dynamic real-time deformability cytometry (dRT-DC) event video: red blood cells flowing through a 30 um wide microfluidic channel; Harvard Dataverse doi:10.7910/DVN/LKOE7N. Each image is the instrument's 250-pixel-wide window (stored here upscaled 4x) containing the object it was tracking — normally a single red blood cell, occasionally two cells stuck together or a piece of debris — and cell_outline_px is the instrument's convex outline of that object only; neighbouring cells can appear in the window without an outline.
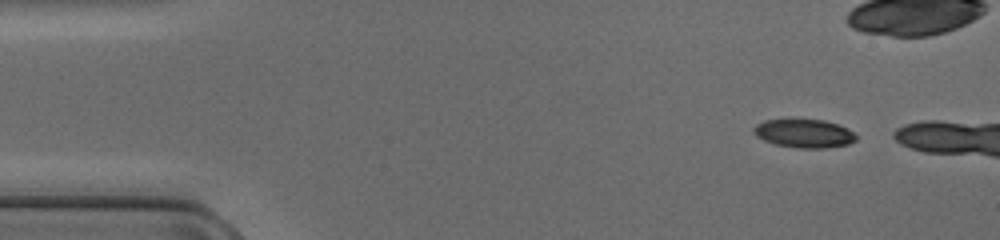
{"species": "common noctule bat (a hibernating species)", "species_latin": "Nyctalus noctula", "temperature_condition": "cold", "stored_images_in_passage": 10, "camera_frame_rate_fps": 3000, "um_per_image_px": 0.085, "animal": {"sex": "female", "body_mass_g": 17.0, "forearm_length_mm": 48.0}, "frame": {"image": 1, "passage_image": 4, "time_ms": 1.0, "image_size_px": [1000, 240], "cell_outline_px": [[856, 140], [848, 144], [824, 148], [800, 148], [776, 144], [764, 140], [756, 136], [752, 132], [752, 128], [756, 124], [764, 120], [788, 116], [792, 116], [824, 120], [836, 124], [852, 132], [856, 136]], "centroid_in_image_um": [68.25, 11.28], "position_along_channel_um": 16.7, "area_um2": 17.63}}